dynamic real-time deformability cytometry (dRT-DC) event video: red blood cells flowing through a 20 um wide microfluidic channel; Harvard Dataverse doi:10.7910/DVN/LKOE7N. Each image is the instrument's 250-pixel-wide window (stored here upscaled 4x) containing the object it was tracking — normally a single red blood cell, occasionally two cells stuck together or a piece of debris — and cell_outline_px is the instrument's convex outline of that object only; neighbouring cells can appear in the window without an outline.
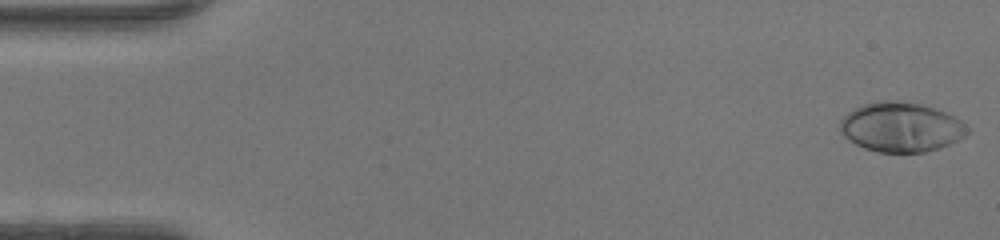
{"species": "human", "species_latin": "Homo sapiens", "temperature_condition": "warm", "stored_images_in_passage": 48, "camera_frame_rate_fps": 3000, "um_per_image_px": 0.085, "donor": {"sex": "female"}, "frame": {"image": 1, "passage_image": 1, "time_ms": 0.0, "image_size_px": [1000, 240], "cell_outline_px": [[968, 132], [964, 136], [948, 144], [924, 152], [876, 152], [864, 148], [848, 140], [840, 132], [840, 120], [848, 112], [864, 104], [880, 100], [896, 100], [920, 104], [956, 116], [968, 128]], "centroid_in_image_um": [76.55, 10.8], "position_along_channel_um": 8.5, "area_um2": 36.53}}
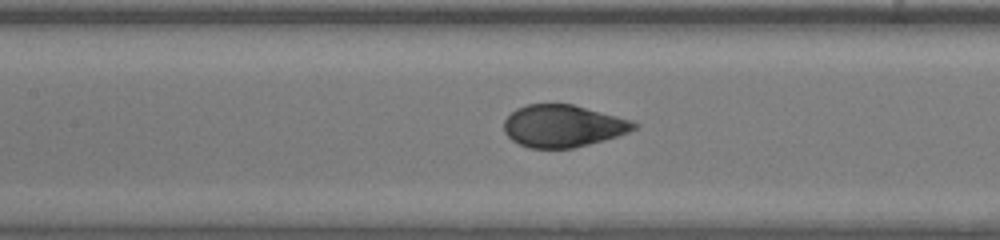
{"frame": {"image": 2, "passage_image": 22, "time_ms": 7.0, "image_size_px": [1000, 240], "cell_outline_px": [[640, 124], [636, 128], [628, 132], [604, 140], [572, 148], [528, 148], [512, 140], [504, 132], [504, 120], [516, 108], [528, 104], [572, 104], [632, 120]], "centroid_in_image_um": [47.85, 10.7], "position_along_channel_um": 159.6, "area_um2": 31.85}}
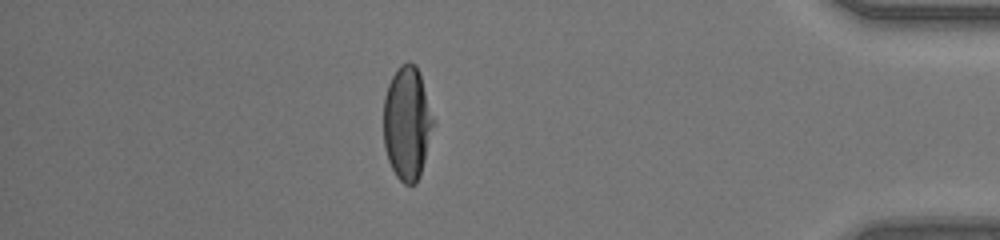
{"frame": {"image": 3, "passage_image": 42, "time_ms": 13.667, "image_size_px": [1000, 240], "cell_outline_px": [[436, 120], [420, 176], [416, 184], [404, 184], [396, 176], [388, 160], [384, 148], [384, 96], [388, 84], [396, 68], [400, 64], [408, 60], [416, 64], [420, 72]], "centroid_in_image_um": [34.63, 10.42], "position_along_channel_um": 400.6, "area_um2": 33.7}, "authors_computed_cell_mechanics": {"area_um2": 33.6974, "velocity_mm_per_s": 4.2651, "shape_relaxation_time_tau1_ms": 3.7066, "shape_relaxation_time_tau2_ms": null, "deformation_change_tau1": 0.2371, "deformation_change_tau2": null}}